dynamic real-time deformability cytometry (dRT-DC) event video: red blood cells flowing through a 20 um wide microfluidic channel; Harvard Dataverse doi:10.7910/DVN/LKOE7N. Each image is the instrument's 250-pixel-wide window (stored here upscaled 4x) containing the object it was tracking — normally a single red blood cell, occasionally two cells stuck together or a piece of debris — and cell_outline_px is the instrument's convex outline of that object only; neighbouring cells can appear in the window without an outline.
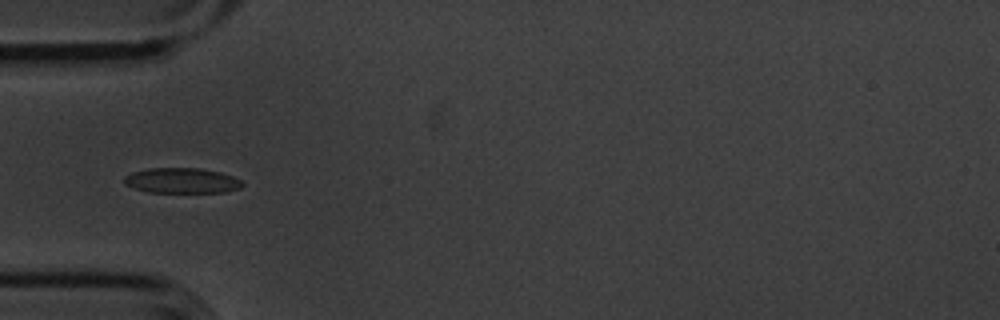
{"species": "common noctule bat (a hibernating species)", "species_latin": "Nyctalus noctula", "temperature_condition": "cold", "stored_images_in_passage": 39, "camera_frame_rate_fps": 3000, "um_per_image_px": 0.085, "animal": {"sex": "male", "body_mass_g": 20.1, "forearm_length_mm": 53.5}, "frame": {"image": 1, "passage_image": 1, "time_ms": 0.0, "image_size_px": [1000, 320], "cell_outline_px": [[244, 184], [240, 188], [224, 192], [148, 192], [124, 184], [124, 176], [132, 172], [148, 168], [200, 168], [220, 172], [232, 176], [240, 180]], "centroid_in_image_um": [15.45, 15.34], "position_along_channel_um": 69.6, "area_um2": 17.34}}
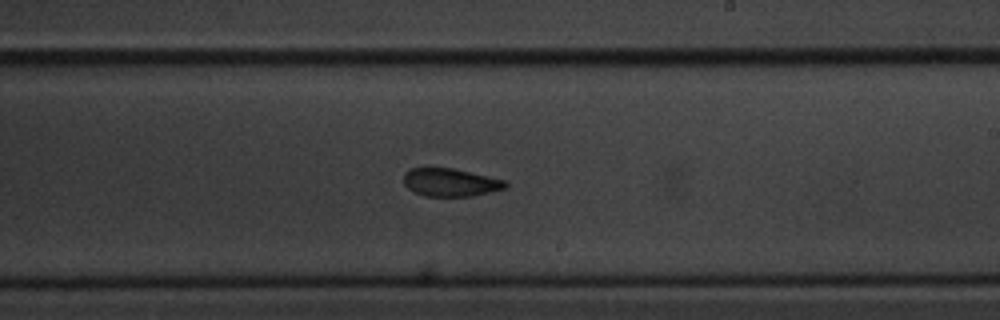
{"frame": {"image": 2, "passage_image": 16, "time_ms": 5.0, "image_size_px": [1000, 320], "cell_outline_px": [[508, 188], [472, 196], [424, 196], [412, 192], [404, 184], [404, 172], [408, 168], [452, 168], [508, 180]], "centroid_in_image_um": [38.31, 15.5], "position_along_channel_um": 250.7, "area_um2": 16.88}}
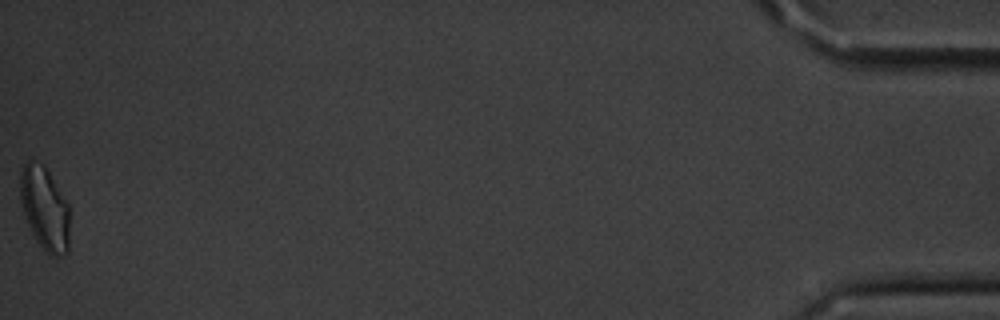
{"frame": {"image": 3, "passage_image": 39, "time_ms": 12.667, "image_size_px": [1000, 320], "cell_outline_px": [[68, 252], [64, 256], [52, 256], [44, 252], [32, 236], [24, 216], [20, 200], [20, 172], [24, 164], [28, 160], [32, 160], [44, 164], [68, 204]], "centroid_in_image_um": [3.77, 17.75], "position_along_channel_um": 431.4, "area_um2": 24.33}, "authors_computed_cell_mechanics": {"area_um2": 17.629, "velocity_mm_per_s": 3.6159, "shape_relaxation_time_tau1_ms": 3.5262, "shape_relaxation_time_tau2_ms": 3.7133, "deformation_change_tau1": 0.104, "deformation_change_tau2": 0.0829}}